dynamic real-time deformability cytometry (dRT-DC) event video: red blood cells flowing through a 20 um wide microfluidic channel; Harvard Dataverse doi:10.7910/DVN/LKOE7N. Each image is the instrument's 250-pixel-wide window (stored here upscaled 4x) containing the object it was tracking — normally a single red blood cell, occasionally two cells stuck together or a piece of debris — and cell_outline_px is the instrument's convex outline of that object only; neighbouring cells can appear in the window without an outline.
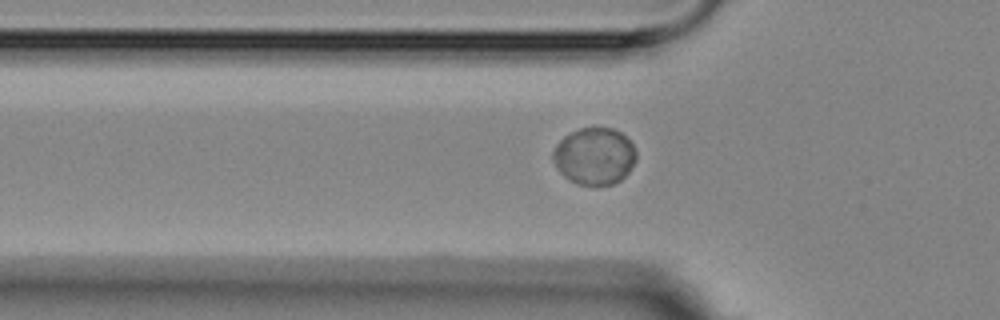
{"species": "Egyptian fruit bat (a non-hibernating species)", "species_latin": "Rousettus aegyptiacus", "temperature_condition": "room temperature", "stored_images_in_passage": 8, "camera_frame_rate_fps": 3000, "um_per_image_px": 0.085, "animal": {"sex": "female"}, "frame": {"image": 1, "passage_image": 6, "time_ms": 7.667, "image_size_px": [1000, 320], "cell_outline_px": [[636, 160], [628, 172], [620, 180], [612, 184], [576, 184], [564, 176], [560, 172], [552, 156], [552, 152], [556, 144], [564, 136], [580, 128], [612, 128], [620, 132], [632, 144], [636, 152]], "centroid_in_image_um": [50.52, 13.26], "position_along_channel_um": 75.3, "area_um2": 27.28}}
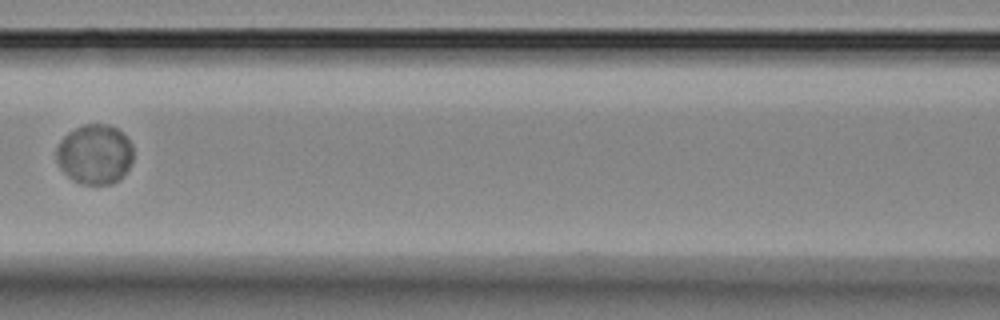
{"frame": {"image": 2, "passage_image": 8, "time_ms": 10.0, "image_size_px": [1000, 320], "cell_outline_px": [[132, 160], [128, 168], [112, 184], [84, 184], [72, 180], [60, 168], [56, 160], [56, 148], [60, 140], [68, 132], [84, 124], [108, 124], [116, 128], [132, 144]], "centroid_in_image_um": [8.01, 13.1], "position_along_channel_um": 158.6, "area_um2": 26.59}}